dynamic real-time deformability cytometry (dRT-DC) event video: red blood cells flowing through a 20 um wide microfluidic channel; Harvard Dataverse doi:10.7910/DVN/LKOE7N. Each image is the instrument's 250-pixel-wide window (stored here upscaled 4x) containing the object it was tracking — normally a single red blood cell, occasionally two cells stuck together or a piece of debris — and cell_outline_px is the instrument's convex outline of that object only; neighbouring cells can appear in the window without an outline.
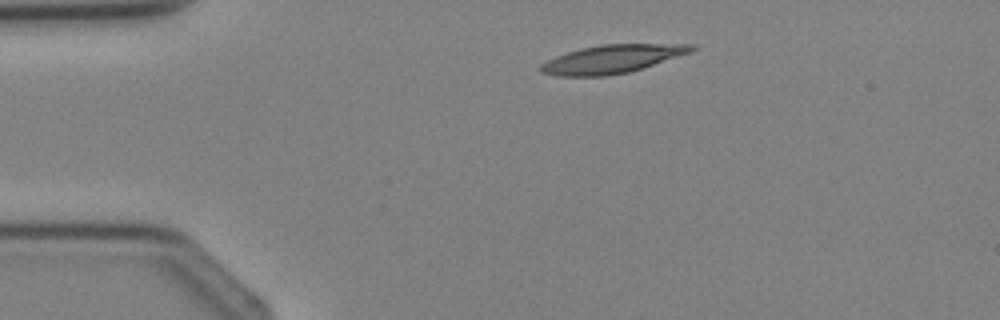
{"species": "Egyptian fruit bat (a non-hibernating species)", "species_latin": "Rousettus aegyptiacus", "temperature_condition": "cold", "stored_images_in_passage": 2, "camera_frame_rate_fps": 3000, "um_per_image_px": 0.085, "animal": {"sex": "female"}, "frame": {"image": 1, "passage_image": 2, "time_ms": 1.0, "image_size_px": [1000, 320], "cell_outline_px": [[696, 48], [692, 52], [628, 72], [604, 76], [556, 76], [540, 72], [540, 64], [556, 56], [580, 48], [600, 44], [696, 44]], "centroid_in_image_um": [52.01, 5.01], "position_along_channel_um": 33.0, "area_um2": 24.74}}